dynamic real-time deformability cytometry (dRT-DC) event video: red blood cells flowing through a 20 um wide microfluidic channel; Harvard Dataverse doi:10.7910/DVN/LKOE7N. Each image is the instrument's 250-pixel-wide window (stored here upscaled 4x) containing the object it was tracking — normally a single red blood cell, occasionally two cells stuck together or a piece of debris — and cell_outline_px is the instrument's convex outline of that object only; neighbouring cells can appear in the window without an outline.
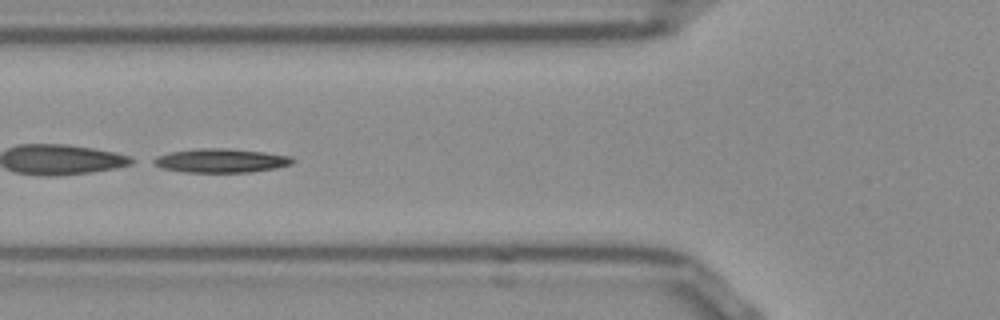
{"species": "Egyptian fruit bat (a non-hibernating species)", "species_latin": "Rousettus aegyptiacus", "temperature_condition": "room temperature", "stored_images_in_passage": 50, "segment_of_instrument_passage": [2, 2], "camera_frame_rate_fps": 3000, "um_per_image_px": 0.085, "frame": {"image": 1, "passage_image": 18, "time_ms": 5.667, "image_size_px": [1000, 320], "cell_outline_px": [[296, 160], [292, 164], [276, 168], [252, 172], [184, 172], [160, 168], [152, 164], [148, 160], [156, 156], [168, 152], [196, 148], [228, 148], [264, 152], [292, 156]], "centroid_in_image_um": [18.72, 13.65], "position_along_channel_um": 107.1, "area_um2": 19.83}}